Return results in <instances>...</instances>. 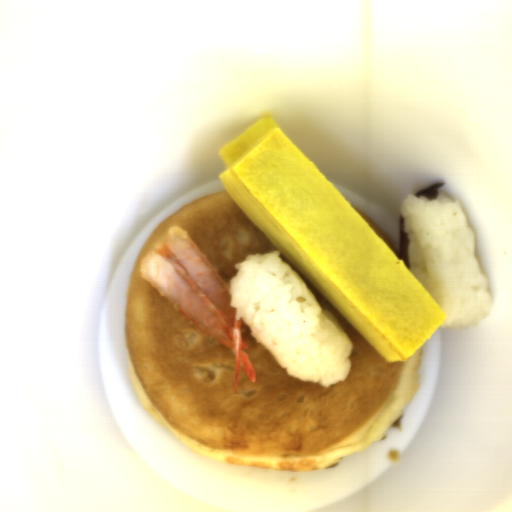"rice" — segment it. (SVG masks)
<instances>
[{
    "label": "rice",
    "mask_w": 512,
    "mask_h": 512,
    "mask_svg": "<svg viewBox=\"0 0 512 512\" xmlns=\"http://www.w3.org/2000/svg\"><path fill=\"white\" fill-rule=\"evenodd\" d=\"M230 279V307L287 374L322 387L344 382L353 342L281 257L247 256Z\"/></svg>",
    "instance_id": "1"
},
{
    "label": "rice",
    "mask_w": 512,
    "mask_h": 512,
    "mask_svg": "<svg viewBox=\"0 0 512 512\" xmlns=\"http://www.w3.org/2000/svg\"><path fill=\"white\" fill-rule=\"evenodd\" d=\"M398 211L407 235L410 271L445 313L439 328L479 325L492 305L490 280L459 200L445 190L435 199L410 193Z\"/></svg>",
    "instance_id": "2"
}]
</instances>
